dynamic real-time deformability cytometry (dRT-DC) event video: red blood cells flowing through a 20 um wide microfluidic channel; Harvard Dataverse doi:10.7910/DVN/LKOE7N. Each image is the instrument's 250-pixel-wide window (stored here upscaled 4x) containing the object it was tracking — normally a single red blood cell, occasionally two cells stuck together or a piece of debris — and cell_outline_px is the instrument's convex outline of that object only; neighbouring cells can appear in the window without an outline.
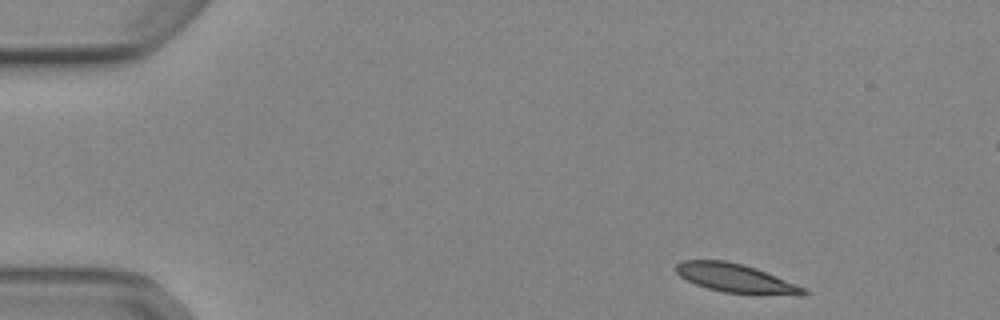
{"species": "Egyptian fruit bat (a non-hibernating species)", "species_latin": "Rousettus aegyptiacus", "temperature_condition": "cold", "stored_images_in_passage": 48, "segment_of_instrument_passage": [1, 2], "camera_frame_rate_fps": 3000, "um_per_image_px": 0.085, "animal": {"sex": "female"}, "frame": {"image": 1, "passage_image": 1, "time_ms": 0.0, "image_size_px": [1000, 320], "cell_outline_px": [[808, 292], [804, 296], [800, 296], [724, 292], [708, 288], [696, 284], [680, 276], [676, 272], [676, 264], [680, 260], [724, 260], [756, 268], [808, 288]], "centroid_in_image_um": [62.6, 23.66], "position_along_channel_um": 22.4, "area_um2": 21.39}}
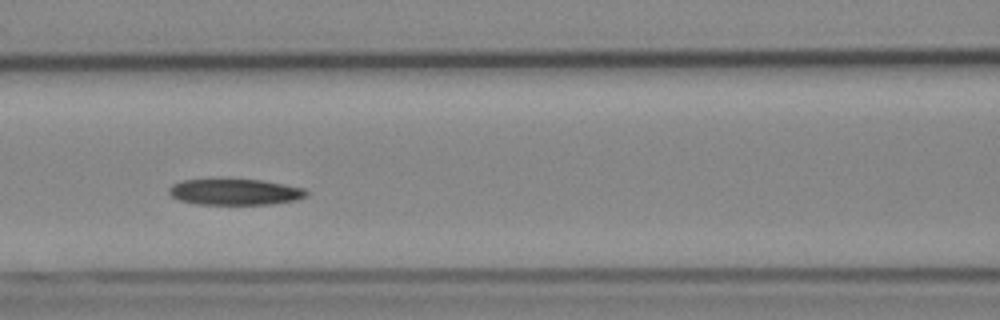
{"frame": {"image": 2, "passage_image": 18, "time_ms": 5.667, "image_size_px": [1000, 320], "cell_outline_px": [[308, 196], [296, 200], [272, 204], [196, 204], [180, 200], [172, 196], [168, 192], [168, 188], [172, 184], [180, 180], [264, 180], [304, 188], [308, 192]], "centroid_in_image_um": [19.99, 16.32], "position_along_channel_um": 146.6, "area_um2": 20.81}}
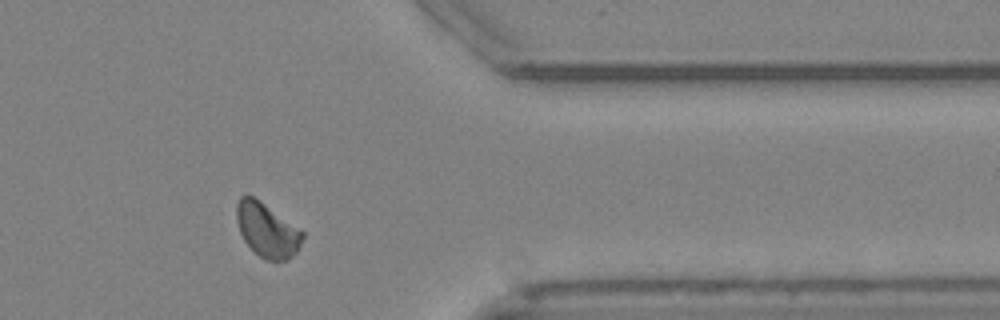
{"frame": {"image": 3, "passage_image": 38, "time_ms": 12.333, "image_size_px": [1000, 320], "cell_outline_px": [[304, 236], [296, 252], [288, 260], [268, 260], [260, 256], [244, 240], [240, 232], [236, 220], [236, 204], [240, 196], [252, 196], [304, 232]], "centroid_in_image_um": [22.68, 19.56], "position_along_channel_um": 388.7, "area_um2": 20.23}}